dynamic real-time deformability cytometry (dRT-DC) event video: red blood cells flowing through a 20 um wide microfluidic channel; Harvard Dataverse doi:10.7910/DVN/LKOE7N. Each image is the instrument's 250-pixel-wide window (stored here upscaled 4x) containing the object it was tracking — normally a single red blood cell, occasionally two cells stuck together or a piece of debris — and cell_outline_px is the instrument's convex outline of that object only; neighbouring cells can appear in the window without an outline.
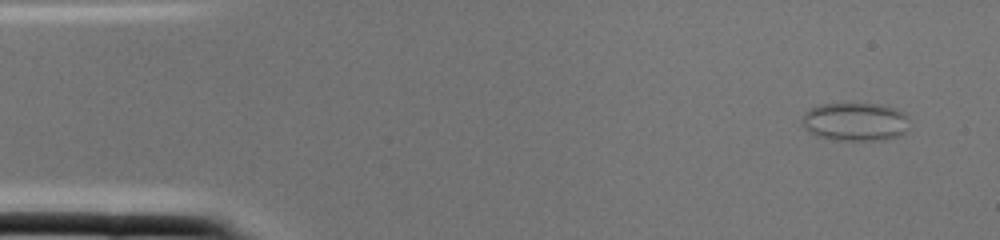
{"species": "common noctule bat (a hibernating species)", "species_latin": "Nyctalus noctula", "temperature_condition": "cold", "stored_images_in_passage": 2, "camera_frame_rate_fps": 3000, "um_per_image_px": 0.085, "animal": {"sex": "female", "body_mass_g": 22.0, "forearm_length_mm": 56.7}, "frame": {"image": 1, "passage_image": 1, "time_ms": 0.0, "image_size_px": [1000, 240], "cell_outline_px": [[904, 132], [896, 136], [884, 140], [836, 140], [816, 136], [808, 132], [804, 128], [800, 120], [804, 112], [820, 104], [880, 104], [896, 108], [904, 112]], "centroid_in_image_um": [72.59, 10.35], "position_along_channel_um": 12.4, "area_um2": 23.76}}
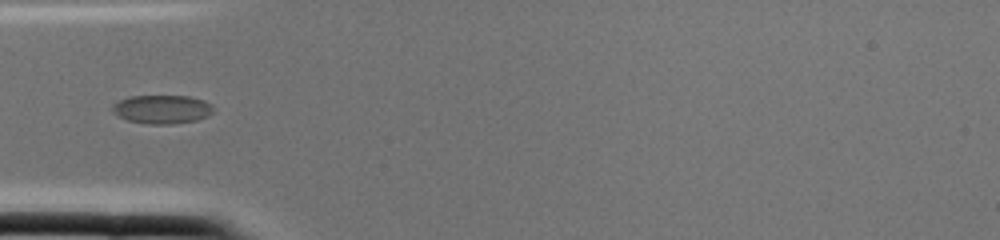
{"frame": {"image": 2, "passage_image": 2, "time_ms": 0.333, "image_size_px": [1000, 240], "cell_outline_px": [[212, 112], [208, 116], [196, 120], [172, 124], [148, 124], [128, 120], [112, 112], [112, 104], [120, 100], [132, 96], [188, 96], [204, 100], [212, 104]], "centroid_in_image_um": [13.78, 9.29], "position_along_channel_um": 71.2, "area_um2": 16.76}}